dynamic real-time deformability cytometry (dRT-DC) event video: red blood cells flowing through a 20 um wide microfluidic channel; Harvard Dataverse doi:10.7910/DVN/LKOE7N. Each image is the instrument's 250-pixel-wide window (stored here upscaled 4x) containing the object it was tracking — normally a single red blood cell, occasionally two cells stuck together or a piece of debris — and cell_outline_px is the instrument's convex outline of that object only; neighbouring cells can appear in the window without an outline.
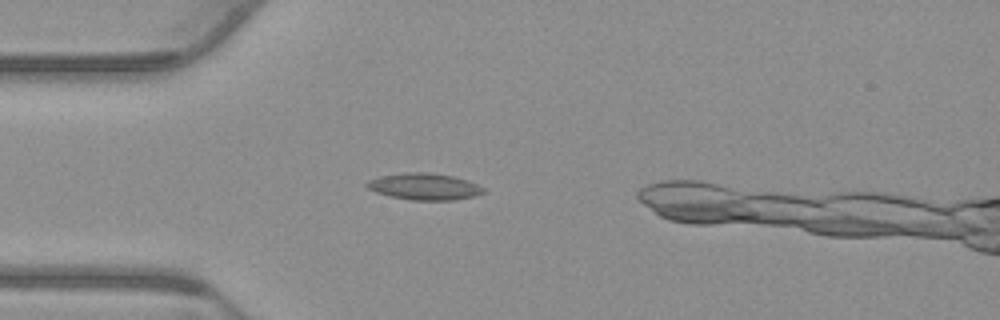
{"species": "common noctule bat (a hibernating species)", "species_latin": "Nyctalus noctula", "temperature_condition": "warm", "stored_images_in_passage": 42, "camera_frame_rate_fps": 3000, "um_per_image_px": 0.085, "animal": {"sex": "male", "body_mass_g": 23.1, "forearm_length_mm": 52.7}, "frame": {"image": 1, "passage_image": 10, "time_ms": 3.0, "image_size_px": [1000, 320], "cell_outline_px": [[484, 192], [476, 196], [456, 200], [412, 200], [388, 196], [376, 192], [368, 188], [364, 184], [368, 180], [380, 176], [408, 172], [424, 172], [452, 176], [468, 180], [484, 188]], "centroid_in_image_um": [36.06, 15.86], "position_along_channel_um": 48.9, "area_um2": 18.09}}
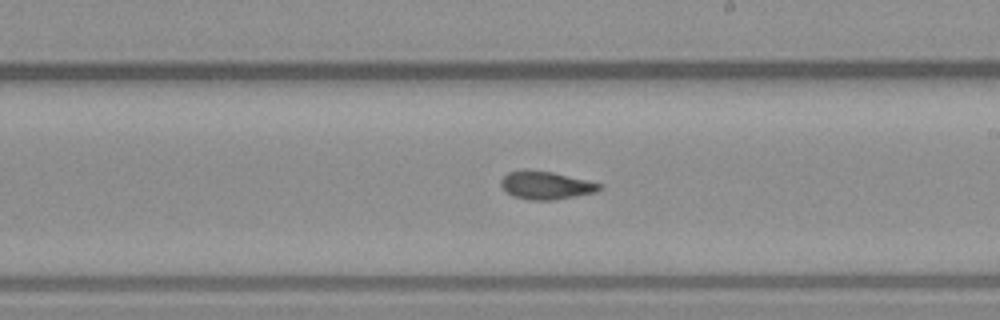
{"frame": {"image": 2, "passage_image": 26, "time_ms": 8.333, "image_size_px": [1000, 320], "cell_outline_px": [[604, 188], [596, 192], [576, 196], [552, 200], [532, 200], [512, 196], [500, 184], [500, 180], [508, 172], [552, 172], [600, 184]], "centroid_in_image_um": [46.43, 15.79], "position_along_channel_um": 242.6, "area_um2": 15.37}}
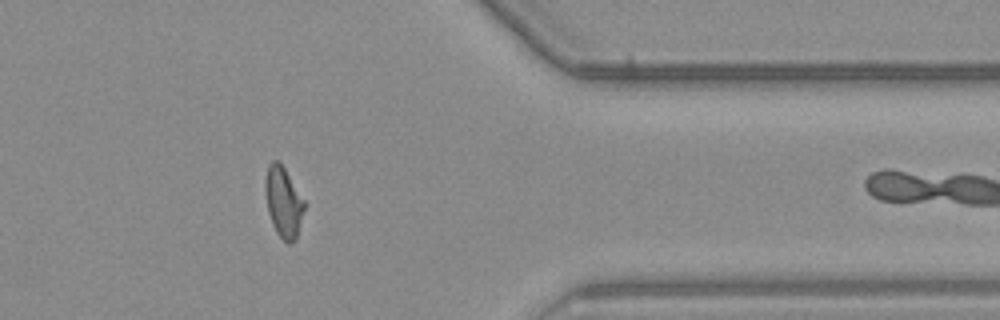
{"frame": {"image": 3, "passage_image": 39, "time_ms": 12.667, "image_size_px": [1000, 320], "cell_outline_px": [[308, 204], [296, 240], [292, 244], [288, 244], [276, 232], [272, 224], [268, 212], [264, 188], [264, 180], [268, 164], [272, 160], [280, 160]], "centroid_in_image_um": [24.13, 17.16], "position_along_channel_um": 387.3, "area_um2": 16.88}, "authors_computed_cell_mechanics": {"area_um2": 16.3574, "velocity_mm_per_s": 3.8133, "shape_relaxation_time_tau1_ms": null, "shape_relaxation_time_tau2_ms": 2.7084, "deformation_change_tau1": null, "deformation_change_tau2": 0.0879}}